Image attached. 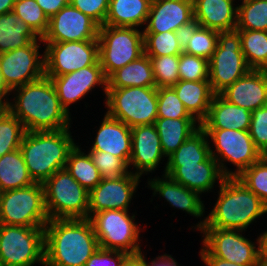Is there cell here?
<instances>
[{
  "instance_id": "1",
  "label": "cell",
  "mask_w": 267,
  "mask_h": 266,
  "mask_svg": "<svg viewBox=\"0 0 267 266\" xmlns=\"http://www.w3.org/2000/svg\"><path fill=\"white\" fill-rule=\"evenodd\" d=\"M15 103L7 101V110L22 123L26 131H57L70 128L69 113L60 105L55 86L50 78L16 87Z\"/></svg>"
},
{
  "instance_id": "2",
  "label": "cell",
  "mask_w": 267,
  "mask_h": 266,
  "mask_svg": "<svg viewBox=\"0 0 267 266\" xmlns=\"http://www.w3.org/2000/svg\"><path fill=\"white\" fill-rule=\"evenodd\" d=\"M99 248L89 219H50L44 227V266H85Z\"/></svg>"
},
{
  "instance_id": "3",
  "label": "cell",
  "mask_w": 267,
  "mask_h": 266,
  "mask_svg": "<svg viewBox=\"0 0 267 266\" xmlns=\"http://www.w3.org/2000/svg\"><path fill=\"white\" fill-rule=\"evenodd\" d=\"M219 197L209 215L197 229L218 228L245 230L256 218L267 213L262 200L237 177H226L220 183Z\"/></svg>"
},
{
  "instance_id": "4",
  "label": "cell",
  "mask_w": 267,
  "mask_h": 266,
  "mask_svg": "<svg viewBox=\"0 0 267 266\" xmlns=\"http://www.w3.org/2000/svg\"><path fill=\"white\" fill-rule=\"evenodd\" d=\"M69 129L24 134L20 150L35 183L43 184L56 171L65 168L69 153L76 145Z\"/></svg>"
},
{
  "instance_id": "5",
  "label": "cell",
  "mask_w": 267,
  "mask_h": 266,
  "mask_svg": "<svg viewBox=\"0 0 267 266\" xmlns=\"http://www.w3.org/2000/svg\"><path fill=\"white\" fill-rule=\"evenodd\" d=\"M107 115L128 127L154 124L157 115L156 87L106 88Z\"/></svg>"
},
{
  "instance_id": "6",
  "label": "cell",
  "mask_w": 267,
  "mask_h": 266,
  "mask_svg": "<svg viewBox=\"0 0 267 266\" xmlns=\"http://www.w3.org/2000/svg\"><path fill=\"white\" fill-rule=\"evenodd\" d=\"M49 219H88L89 192L64 168L43 183Z\"/></svg>"
},
{
  "instance_id": "7",
  "label": "cell",
  "mask_w": 267,
  "mask_h": 266,
  "mask_svg": "<svg viewBox=\"0 0 267 266\" xmlns=\"http://www.w3.org/2000/svg\"><path fill=\"white\" fill-rule=\"evenodd\" d=\"M99 61L106 78L144 54L143 31L102 25L98 33Z\"/></svg>"
},
{
  "instance_id": "8",
  "label": "cell",
  "mask_w": 267,
  "mask_h": 266,
  "mask_svg": "<svg viewBox=\"0 0 267 266\" xmlns=\"http://www.w3.org/2000/svg\"><path fill=\"white\" fill-rule=\"evenodd\" d=\"M49 220L42 183L3 192L0 224L45 227Z\"/></svg>"
},
{
  "instance_id": "9",
  "label": "cell",
  "mask_w": 267,
  "mask_h": 266,
  "mask_svg": "<svg viewBox=\"0 0 267 266\" xmlns=\"http://www.w3.org/2000/svg\"><path fill=\"white\" fill-rule=\"evenodd\" d=\"M44 265V227L0 224V266Z\"/></svg>"
},
{
  "instance_id": "10",
  "label": "cell",
  "mask_w": 267,
  "mask_h": 266,
  "mask_svg": "<svg viewBox=\"0 0 267 266\" xmlns=\"http://www.w3.org/2000/svg\"><path fill=\"white\" fill-rule=\"evenodd\" d=\"M250 70L242 52L239 31L235 29L219 32L216 49L209 60L212 91L219 94Z\"/></svg>"
},
{
  "instance_id": "11",
  "label": "cell",
  "mask_w": 267,
  "mask_h": 266,
  "mask_svg": "<svg viewBox=\"0 0 267 266\" xmlns=\"http://www.w3.org/2000/svg\"><path fill=\"white\" fill-rule=\"evenodd\" d=\"M135 215L128 210H103L89 220L101 249L123 251L127 254L142 252L139 246L140 228L133 222Z\"/></svg>"
},
{
  "instance_id": "12",
  "label": "cell",
  "mask_w": 267,
  "mask_h": 266,
  "mask_svg": "<svg viewBox=\"0 0 267 266\" xmlns=\"http://www.w3.org/2000/svg\"><path fill=\"white\" fill-rule=\"evenodd\" d=\"M216 147L210 155L217 161L226 177H238L246 168L258 161L263 155L255 147L249 130L203 129ZM220 156V157H218ZM219 158V159H218ZM221 158V159H220ZM232 162L236 171H229L222 162Z\"/></svg>"
},
{
  "instance_id": "13",
  "label": "cell",
  "mask_w": 267,
  "mask_h": 266,
  "mask_svg": "<svg viewBox=\"0 0 267 266\" xmlns=\"http://www.w3.org/2000/svg\"><path fill=\"white\" fill-rule=\"evenodd\" d=\"M45 76L72 73L99 61L98 40L44 42Z\"/></svg>"
},
{
  "instance_id": "14",
  "label": "cell",
  "mask_w": 267,
  "mask_h": 266,
  "mask_svg": "<svg viewBox=\"0 0 267 266\" xmlns=\"http://www.w3.org/2000/svg\"><path fill=\"white\" fill-rule=\"evenodd\" d=\"M37 42L31 41L25 47L0 53V73L6 94L45 75L44 54H39Z\"/></svg>"
},
{
  "instance_id": "15",
  "label": "cell",
  "mask_w": 267,
  "mask_h": 266,
  "mask_svg": "<svg viewBox=\"0 0 267 266\" xmlns=\"http://www.w3.org/2000/svg\"><path fill=\"white\" fill-rule=\"evenodd\" d=\"M204 234V248L214 257L239 264V265H261L259 239L258 248L254 242L244 238L241 230L201 228Z\"/></svg>"
},
{
  "instance_id": "16",
  "label": "cell",
  "mask_w": 267,
  "mask_h": 266,
  "mask_svg": "<svg viewBox=\"0 0 267 266\" xmlns=\"http://www.w3.org/2000/svg\"><path fill=\"white\" fill-rule=\"evenodd\" d=\"M99 25L70 3L49 19L43 42L98 40Z\"/></svg>"
},
{
  "instance_id": "17",
  "label": "cell",
  "mask_w": 267,
  "mask_h": 266,
  "mask_svg": "<svg viewBox=\"0 0 267 266\" xmlns=\"http://www.w3.org/2000/svg\"><path fill=\"white\" fill-rule=\"evenodd\" d=\"M140 177L130 172L118 178H103L89 192L88 219L103 210H128Z\"/></svg>"
},
{
  "instance_id": "18",
  "label": "cell",
  "mask_w": 267,
  "mask_h": 266,
  "mask_svg": "<svg viewBox=\"0 0 267 266\" xmlns=\"http://www.w3.org/2000/svg\"><path fill=\"white\" fill-rule=\"evenodd\" d=\"M48 78L52 80L60 105L67 113H70L68 107L70 104L80 100L97 84L103 85L106 94L107 78L103 73L100 61L69 74Z\"/></svg>"
},
{
  "instance_id": "19",
  "label": "cell",
  "mask_w": 267,
  "mask_h": 266,
  "mask_svg": "<svg viewBox=\"0 0 267 266\" xmlns=\"http://www.w3.org/2000/svg\"><path fill=\"white\" fill-rule=\"evenodd\" d=\"M224 99L249 111L267 105V70L251 69L219 93Z\"/></svg>"
},
{
  "instance_id": "20",
  "label": "cell",
  "mask_w": 267,
  "mask_h": 266,
  "mask_svg": "<svg viewBox=\"0 0 267 266\" xmlns=\"http://www.w3.org/2000/svg\"><path fill=\"white\" fill-rule=\"evenodd\" d=\"M159 134L154 124H146L131 128V158L137 175L152 172L164 157Z\"/></svg>"
},
{
  "instance_id": "21",
  "label": "cell",
  "mask_w": 267,
  "mask_h": 266,
  "mask_svg": "<svg viewBox=\"0 0 267 266\" xmlns=\"http://www.w3.org/2000/svg\"><path fill=\"white\" fill-rule=\"evenodd\" d=\"M194 20L193 0L152 2L143 33L175 32Z\"/></svg>"
},
{
  "instance_id": "22",
  "label": "cell",
  "mask_w": 267,
  "mask_h": 266,
  "mask_svg": "<svg viewBox=\"0 0 267 266\" xmlns=\"http://www.w3.org/2000/svg\"><path fill=\"white\" fill-rule=\"evenodd\" d=\"M165 174L199 194L213 189L216 180L219 179V183H222L226 178L217 161L211 155L201 163L165 166Z\"/></svg>"
},
{
  "instance_id": "23",
  "label": "cell",
  "mask_w": 267,
  "mask_h": 266,
  "mask_svg": "<svg viewBox=\"0 0 267 266\" xmlns=\"http://www.w3.org/2000/svg\"><path fill=\"white\" fill-rule=\"evenodd\" d=\"M90 151H103L123 159L131 158V127L105 114Z\"/></svg>"
},
{
  "instance_id": "24",
  "label": "cell",
  "mask_w": 267,
  "mask_h": 266,
  "mask_svg": "<svg viewBox=\"0 0 267 266\" xmlns=\"http://www.w3.org/2000/svg\"><path fill=\"white\" fill-rule=\"evenodd\" d=\"M234 0H193L194 19L201 27L218 32L236 29L238 7Z\"/></svg>"
},
{
  "instance_id": "25",
  "label": "cell",
  "mask_w": 267,
  "mask_h": 266,
  "mask_svg": "<svg viewBox=\"0 0 267 266\" xmlns=\"http://www.w3.org/2000/svg\"><path fill=\"white\" fill-rule=\"evenodd\" d=\"M252 112L236 106L220 94L213 96L207 117L200 123L202 129L249 130Z\"/></svg>"
},
{
  "instance_id": "26",
  "label": "cell",
  "mask_w": 267,
  "mask_h": 266,
  "mask_svg": "<svg viewBox=\"0 0 267 266\" xmlns=\"http://www.w3.org/2000/svg\"><path fill=\"white\" fill-rule=\"evenodd\" d=\"M163 177L165 180L160 178L148 181V185L154 190V195L159 192L160 196L174 208H179L197 218L203 216L205 206L198 192L188 189L166 174Z\"/></svg>"
},
{
  "instance_id": "27",
  "label": "cell",
  "mask_w": 267,
  "mask_h": 266,
  "mask_svg": "<svg viewBox=\"0 0 267 266\" xmlns=\"http://www.w3.org/2000/svg\"><path fill=\"white\" fill-rule=\"evenodd\" d=\"M172 88L183 103L185 109L200 124L209 111L215 93L212 91L209 80L185 81L179 80Z\"/></svg>"
},
{
  "instance_id": "28",
  "label": "cell",
  "mask_w": 267,
  "mask_h": 266,
  "mask_svg": "<svg viewBox=\"0 0 267 266\" xmlns=\"http://www.w3.org/2000/svg\"><path fill=\"white\" fill-rule=\"evenodd\" d=\"M151 0H109L104 25L139 27L147 22Z\"/></svg>"
},
{
  "instance_id": "29",
  "label": "cell",
  "mask_w": 267,
  "mask_h": 266,
  "mask_svg": "<svg viewBox=\"0 0 267 266\" xmlns=\"http://www.w3.org/2000/svg\"><path fill=\"white\" fill-rule=\"evenodd\" d=\"M126 87H156L152 63L145 53L107 78V88Z\"/></svg>"
},
{
  "instance_id": "30",
  "label": "cell",
  "mask_w": 267,
  "mask_h": 266,
  "mask_svg": "<svg viewBox=\"0 0 267 266\" xmlns=\"http://www.w3.org/2000/svg\"><path fill=\"white\" fill-rule=\"evenodd\" d=\"M195 118H157L155 127L159 134L162 151L165 157L172 155L201 126H196Z\"/></svg>"
},
{
  "instance_id": "31",
  "label": "cell",
  "mask_w": 267,
  "mask_h": 266,
  "mask_svg": "<svg viewBox=\"0 0 267 266\" xmlns=\"http://www.w3.org/2000/svg\"><path fill=\"white\" fill-rule=\"evenodd\" d=\"M38 40L43 42L13 11L0 15V53L25 47L31 41Z\"/></svg>"
},
{
  "instance_id": "32",
  "label": "cell",
  "mask_w": 267,
  "mask_h": 266,
  "mask_svg": "<svg viewBox=\"0 0 267 266\" xmlns=\"http://www.w3.org/2000/svg\"><path fill=\"white\" fill-rule=\"evenodd\" d=\"M35 182L30 177L20 148L0 157V189L3 191L27 187Z\"/></svg>"
},
{
  "instance_id": "33",
  "label": "cell",
  "mask_w": 267,
  "mask_h": 266,
  "mask_svg": "<svg viewBox=\"0 0 267 266\" xmlns=\"http://www.w3.org/2000/svg\"><path fill=\"white\" fill-rule=\"evenodd\" d=\"M208 136L200 127L168 157L166 166H181L204 162L210 156Z\"/></svg>"
},
{
  "instance_id": "34",
  "label": "cell",
  "mask_w": 267,
  "mask_h": 266,
  "mask_svg": "<svg viewBox=\"0 0 267 266\" xmlns=\"http://www.w3.org/2000/svg\"><path fill=\"white\" fill-rule=\"evenodd\" d=\"M78 145L70 151L65 169L80 183L88 192L94 189L102 177L98 168L93 164L89 153L80 150Z\"/></svg>"
},
{
  "instance_id": "35",
  "label": "cell",
  "mask_w": 267,
  "mask_h": 266,
  "mask_svg": "<svg viewBox=\"0 0 267 266\" xmlns=\"http://www.w3.org/2000/svg\"><path fill=\"white\" fill-rule=\"evenodd\" d=\"M238 31L242 52L248 66L255 70H267V31Z\"/></svg>"
},
{
  "instance_id": "36",
  "label": "cell",
  "mask_w": 267,
  "mask_h": 266,
  "mask_svg": "<svg viewBox=\"0 0 267 266\" xmlns=\"http://www.w3.org/2000/svg\"><path fill=\"white\" fill-rule=\"evenodd\" d=\"M238 7L237 30L267 31V0H242Z\"/></svg>"
},
{
  "instance_id": "37",
  "label": "cell",
  "mask_w": 267,
  "mask_h": 266,
  "mask_svg": "<svg viewBox=\"0 0 267 266\" xmlns=\"http://www.w3.org/2000/svg\"><path fill=\"white\" fill-rule=\"evenodd\" d=\"M25 133L23 123L6 110L0 116V157L20 148Z\"/></svg>"
},
{
  "instance_id": "38",
  "label": "cell",
  "mask_w": 267,
  "mask_h": 266,
  "mask_svg": "<svg viewBox=\"0 0 267 266\" xmlns=\"http://www.w3.org/2000/svg\"><path fill=\"white\" fill-rule=\"evenodd\" d=\"M13 12L40 37L47 33L49 19L36 0H15Z\"/></svg>"
},
{
  "instance_id": "39",
  "label": "cell",
  "mask_w": 267,
  "mask_h": 266,
  "mask_svg": "<svg viewBox=\"0 0 267 266\" xmlns=\"http://www.w3.org/2000/svg\"><path fill=\"white\" fill-rule=\"evenodd\" d=\"M143 37L147 56L180 55L183 52L175 32L143 33Z\"/></svg>"
},
{
  "instance_id": "40",
  "label": "cell",
  "mask_w": 267,
  "mask_h": 266,
  "mask_svg": "<svg viewBox=\"0 0 267 266\" xmlns=\"http://www.w3.org/2000/svg\"><path fill=\"white\" fill-rule=\"evenodd\" d=\"M237 178L267 206V155L246 168Z\"/></svg>"
},
{
  "instance_id": "41",
  "label": "cell",
  "mask_w": 267,
  "mask_h": 266,
  "mask_svg": "<svg viewBox=\"0 0 267 266\" xmlns=\"http://www.w3.org/2000/svg\"><path fill=\"white\" fill-rule=\"evenodd\" d=\"M156 88L172 87L179 80V55L149 56Z\"/></svg>"
},
{
  "instance_id": "42",
  "label": "cell",
  "mask_w": 267,
  "mask_h": 266,
  "mask_svg": "<svg viewBox=\"0 0 267 266\" xmlns=\"http://www.w3.org/2000/svg\"><path fill=\"white\" fill-rule=\"evenodd\" d=\"M218 33V31L199 26L183 52L209 61L218 43Z\"/></svg>"
},
{
  "instance_id": "43",
  "label": "cell",
  "mask_w": 267,
  "mask_h": 266,
  "mask_svg": "<svg viewBox=\"0 0 267 266\" xmlns=\"http://www.w3.org/2000/svg\"><path fill=\"white\" fill-rule=\"evenodd\" d=\"M157 115L158 118H194L185 109L172 87L157 88Z\"/></svg>"
},
{
  "instance_id": "44",
  "label": "cell",
  "mask_w": 267,
  "mask_h": 266,
  "mask_svg": "<svg viewBox=\"0 0 267 266\" xmlns=\"http://www.w3.org/2000/svg\"><path fill=\"white\" fill-rule=\"evenodd\" d=\"M178 72L180 80H209V61L205 58L182 52L179 55Z\"/></svg>"
},
{
  "instance_id": "45",
  "label": "cell",
  "mask_w": 267,
  "mask_h": 266,
  "mask_svg": "<svg viewBox=\"0 0 267 266\" xmlns=\"http://www.w3.org/2000/svg\"><path fill=\"white\" fill-rule=\"evenodd\" d=\"M93 164L98 168L102 178H118L129 174L128 164L121 158L103 151H89Z\"/></svg>"
},
{
  "instance_id": "46",
  "label": "cell",
  "mask_w": 267,
  "mask_h": 266,
  "mask_svg": "<svg viewBox=\"0 0 267 266\" xmlns=\"http://www.w3.org/2000/svg\"><path fill=\"white\" fill-rule=\"evenodd\" d=\"M249 133L255 147L267 155V105L252 111Z\"/></svg>"
},
{
  "instance_id": "47",
  "label": "cell",
  "mask_w": 267,
  "mask_h": 266,
  "mask_svg": "<svg viewBox=\"0 0 267 266\" xmlns=\"http://www.w3.org/2000/svg\"><path fill=\"white\" fill-rule=\"evenodd\" d=\"M69 3L92 18L99 26L104 25L109 0H69Z\"/></svg>"
},
{
  "instance_id": "48",
  "label": "cell",
  "mask_w": 267,
  "mask_h": 266,
  "mask_svg": "<svg viewBox=\"0 0 267 266\" xmlns=\"http://www.w3.org/2000/svg\"><path fill=\"white\" fill-rule=\"evenodd\" d=\"M127 255L128 254L123 251L99 248L87 260L85 266H120V263Z\"/></svg>"
},
{
  "instance_id": "49",
  "label": "cell",
  "mask_w": 267,
  "mask_h": 266,
  "mask_svg": "<svg viewBox=\"0 0 267 266\" xmlns=\"http://www.w3.org/2000/svg\"><path fill=\"white\" fill-rule=\"evenodd\" d=\"M199 26L200 24L194 19L190 23L181 26L175 31L176 39L178 40L182 50L187 47L190 38Z\"/></svg>"
},
{
  "instance_id": "50",
  "label": "cell",
  "mask_w": 267,
  "mask_h": 266,
  "mask_svg": "<svg viewBox=\"0 0 267 266\" xmlns=\"http://www.w3.org/2000/svg\"><path fill=\"white\" fill-rule=\"evenodd\" d=\"M36 2L42 8L48 19L69 4V0H36Z\"/></svg>"
},
{
  "instance_id": "51",
  "label": "cell",
  "mask_w": 267,
  "mask_h": 266,
  "mask_svg": "<svg viewBox=\"0 0 267 266\" xmlns=\"http://www.w3.org/2000/svg\"><path fill=\"white\" fill-rule=\"evenodd\" d=\"M202 258V261L207 265V266H261V265H239L235 264L223 259H220L218 257L212 256L204 247L201 249V252H199Z\"/></svg>"
},
{
  "instance_id": "52",
  "label": "cell",
  "mask_w": 267,
  "mask_h": 266,
  "mask_svg": "<svg viewBox=\"0 0 267 266\" xmlns=\"http://www.w3.org/2000/svg\"><path fill=\"white\" fill-rule=\"evenodd\" d=\"M145 256L142 252L137 254H128L120 263V266H145L144 265Z\"/></svg>"
},
{
  "instance_id": "53",
  "label": "cell",
  "mask_w": 267,
  "mask_h": 266,
  "mask_svg": "<svg viewBox=\"0 0 267 266\" xmlns=\"http://www.w3.org/2000/svg\"><path fill=\"white\" fill-rule=\"evenodd\" d=\"M145 266H178L177 262L171 255L164 254L162 256H158L155 260H152L151 263H147L144 259Z\"/></svg>"
},
{
  "instance_id": "54",
  "label": "cell",
  "mask_w": 267,
  "mask_h": 266,
  "mask_svg": "<svg viewBox=\"0 0 267 266\" xmlns=\"http://www.w3.org/2000/svg\"><path fill=\"white\" fill-rule=\"evenodd\" d=\"M259 239L260 262H267V231Z\"/></svg>"
},
{
  "instance_id": "55",
  "label": "cell",
  "mask_w": 267,
  "mask_h": 266,
  "mask_svg": "<svg viewBox=\"0 0 267 266\" xmlns=\"http://www.w3.org/2000/svg\"><path fill=\"white\" fill-rule=\"evenodd\" d=\"M15 0H0V15L13 11Z\"/></svg>"
},
{
  "instance_id": "56",
  "label": "cell",
  "mask_w": 267,
  "mask_h": 266,
  "mask_svg": "<svg viewBox=\"0 0 267 266\" xmlns=\"http://www.w3.org/2000/svg\"><path fill=\"white\" fill-rule=\"evenodd\" d=\"M5 100L3 98H0V116L7 110V100L8 99L6 98Z\"/></svg>"
},
{
  "instance_id": "57",
  "label": "cell",
  "mask_w": 267,
  "mask_h": 266,
  "mask_svg": "<svg viewBox=\"0 0 267 266\" xmlns=\"http://www.w3.org/2000/svg\"><path fill=\"white\" fill-rule=\"evenodd\" d=\"M7 94L3 90V83H2V78H1V73H0V98H4Z\"/></svg>"
},
{
  "instance_id": "58",
  "label": "cell",
  "mask_w": 267,
  "mask_h": 266,
  "mask_svg": "<svg viewBox=\"0 0 267 266\" xmlns=\"http://www.w3.org/2000/svg\"><path fill=\"white\" fill-rule=\"evenodd\" d=\"M3 192L4 191L0 189V203H1V200H2Z\"/></svg>"
},
{
  "instance_id": "59",
  "label": "cell",
  "mask_w": 267,
  "mask_h": 266,
  "mask_svg": "<svg viewBox=\"0 0 267 266\" xmlns=\"http://www.w3.org/2000/svg\"><path fill=\"white\" fill-rule=\"evenodd\" d=\"M261 266H267V262H260Z\"/></svg>"
},
{
  "instance_id": "60",
  "label": "cell",
  "mask_w": 267,
  "mask_h": 266,
  "mask_svg": "<svg viewBox=\"0 0 267 266\" xmlns=\"http://www.w3.org/2000/svg\"><path fill=\"white\" fill-rule=\"evenodd\" d=\"M157 1H163V0H151V2H157Z\"/></svg>"
}]
</instances>
